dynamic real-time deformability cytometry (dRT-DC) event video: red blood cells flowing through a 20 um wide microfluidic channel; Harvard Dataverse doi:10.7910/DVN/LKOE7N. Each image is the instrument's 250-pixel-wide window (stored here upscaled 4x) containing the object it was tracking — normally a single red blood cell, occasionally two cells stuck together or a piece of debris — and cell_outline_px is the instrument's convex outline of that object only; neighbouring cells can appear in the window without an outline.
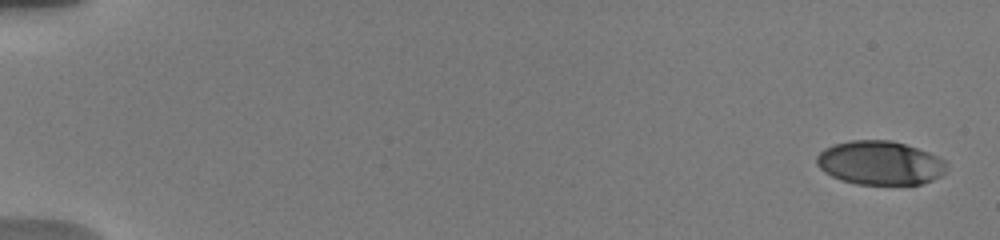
{"species": "human", "species_latin": "Homo sapiens", "temperature_condition": "warm", "stored_images_in_passage": 8, "camera_frame_rate_fps": 3000, "um_per_image_px": 0.085, "donor": {"sex": "male"}, "frame": {"image": 1, "passage_image": 1, "time_ms": 0.0, "image_size_px": [1000, 240], "cell_outline_px": [[948, 164], [944, 172], [940, 176], [932, 180], [920, 184], [856, 184], [840, 180], [824, 172], [816, 164], [816, 156], [824, 148], [832, 144], [848, 140], [892, 140], [928, 152], [944, 160]], "centroid_in_image_um": [74.76, 13.84], "position_along_channel_um": 10.2, "area_um2": 33.29}}
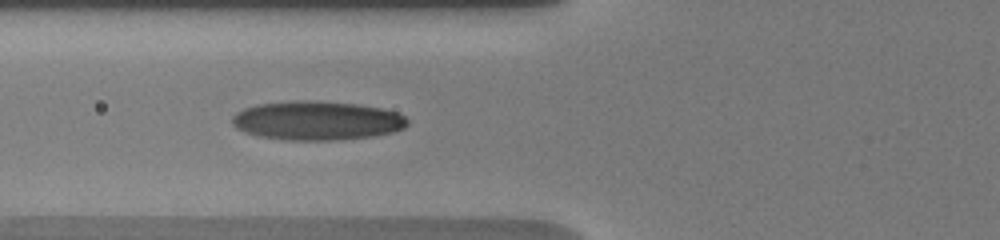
{"frame": {"image": 2, "passage_image": 7, "time_ms": 7.0, "image_size_px": [1000, 240], "cell_outline_px": [[408, 124], [404, 128], [392, 132], [372, 136], [332, 140], [288, 140], [256, 136], [244, 132], [236, 128], [232, 124], [232, 116], [236, 112], [244, 108], [256, 104], [292, 100], [312, 100], [360, 104], [384, 108], [396, 112], [404, 116], [408, 120]], "centroid_in_image_um": [26.91, 10.24], "position_along_channel_um": 98.9, "area_um2": 40.23}}
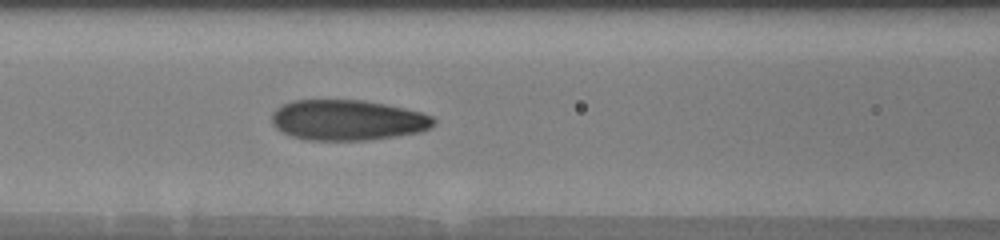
{"frame": {"image": 3, "passage_image": 8, "time_ms": 8.0, "image_size_px": [1000, 240], "cell_outline_px": [[436, 124], [420, 132], [396, 136], [368, 140], [304, 140], [288, 136], [276, 128], [272, 124], [272, 112], [276, 108], [292, 100], [360, 100], [384, 104], [404, 108], [420, 112], [432, 116], [436, 120]], "centroid_in_image_um": [29.51, 10.22], "position_along_channel_um": 137.1, "area_um2": 38.38}}